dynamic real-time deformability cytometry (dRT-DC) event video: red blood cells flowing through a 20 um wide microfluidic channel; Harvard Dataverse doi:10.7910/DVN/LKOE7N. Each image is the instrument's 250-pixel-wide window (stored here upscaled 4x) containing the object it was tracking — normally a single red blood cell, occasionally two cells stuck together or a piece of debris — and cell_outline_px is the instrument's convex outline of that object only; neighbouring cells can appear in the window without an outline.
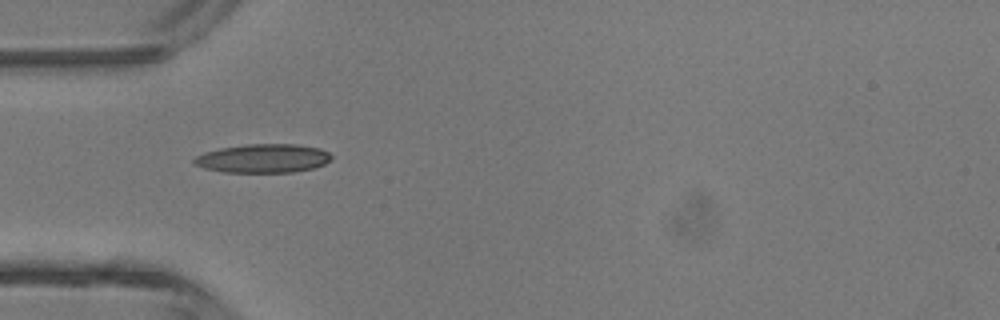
{"species": "common noctule bat (a hibernating species)", "species_latin": "Nyctalus noctula", "temperature_condition": "room temperature", "stored_images_in_passage": 1, "camera_frame_rate_fps": 3000, "um_per_image_px": 0.085, "animal": {"sex": "male", "body_mass_g": 13.3}, "frame": {"image": 1, "passage_image": 1, "time_ms": 0.0, "image_size_px": [1000, 320], "cell_outline_px": [[332, 160], [324, 164], [312, 168], [292, 172], [224, 172], [204, 168], [192, 164], [192, 160], [196, 156], [204, 152], [220, 148], [248, 144], [296, 144], [320, 148], [328, 152], [332, 156]], "centroid_in_image_um": [22.35, 13.46], "position_along_channel_um": 62.7, "area_um2": 23.06}}